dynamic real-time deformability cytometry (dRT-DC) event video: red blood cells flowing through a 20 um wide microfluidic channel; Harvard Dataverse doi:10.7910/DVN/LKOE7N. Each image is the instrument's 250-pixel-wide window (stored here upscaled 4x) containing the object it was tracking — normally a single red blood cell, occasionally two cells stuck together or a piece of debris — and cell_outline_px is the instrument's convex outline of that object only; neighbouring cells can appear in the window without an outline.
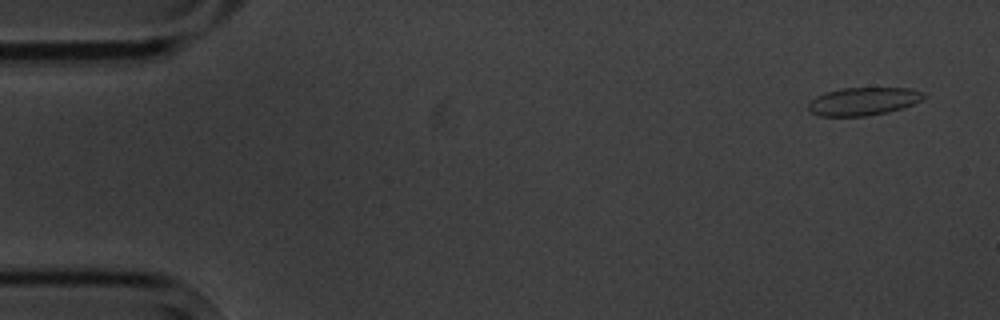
{"species": "common noctule bat (a hibernating species)", "species_latin": "Nyctalus noctula", "temperature_condition": "cold", "stored_images_in_passage": 4, "camera_frame_rate_fps": 3000, "um_per_image_px": 0.085, "animal": {"sex": "male", "body_mass_g": 20.1, "forearm_length_mm": 53.5}, "frame": {"image": 1, "passage_image": 1, "time_ms": 0.0, "image_size_px": [1000, 320], "cell_outline_px": [[924, 96], [920, 100], [912, 104], [888, 112], [864, 116], [820, 116], [812, 112], [808, 108], [808, 104], [816, 96], [840, 88], [908, 88], [924, 92]], "centroid_in_image_um": [73.36, 8.61], "position_along_channel_um": 11.6, "area_um2": 18.5}}
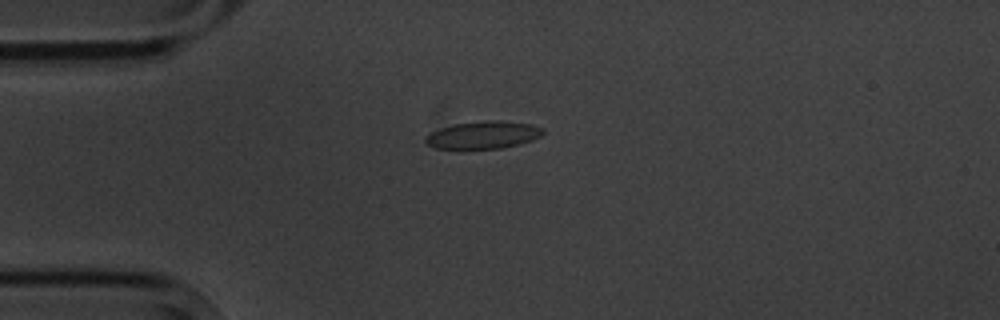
{"frame": {"image": 2, "passage_image": 4, "time_ms": 3.667, "image_size_px": [1000, 320], "cell_outline_px": [[544, 132], [540, 136], [532, 140], [500, 148], [436, 148], [424, 144], [424, 136], [428, 132], [452, 124], [484, 120], [500, 120], [532, 124], [544, 128]], "centroid_in_image_um": [41.02, 11.45], "position_along_channel_um": 44.0, "area_um2": 18.96}}